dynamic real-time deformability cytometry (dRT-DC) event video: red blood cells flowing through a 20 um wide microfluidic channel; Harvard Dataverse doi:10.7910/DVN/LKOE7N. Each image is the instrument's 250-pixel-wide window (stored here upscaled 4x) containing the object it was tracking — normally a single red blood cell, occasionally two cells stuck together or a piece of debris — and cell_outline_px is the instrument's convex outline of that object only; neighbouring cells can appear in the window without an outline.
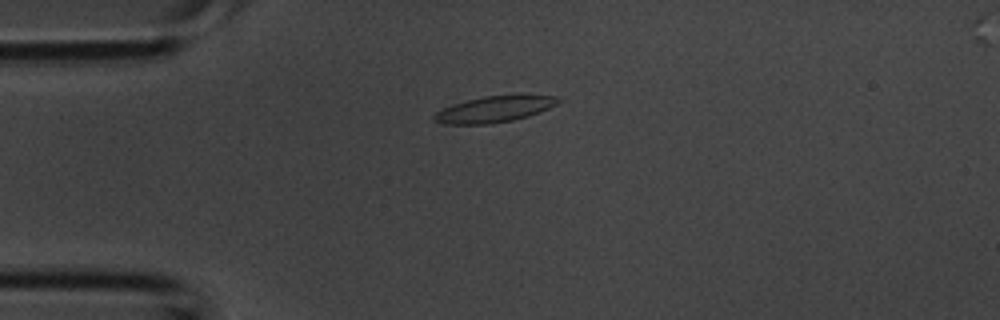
{"species": "common noctule bat (a hibernating species)", "species_latin": "Nyctalus noctula", "temperature_condition": "room temperature", "stored_images_in_passage": 4, "camera_frame_rate_fps": 3000, "um_per_image_px": 0.085, "animal": {"sex": "male", "body_mass_g": 20.1, "forearm_length_mm": 53.5}, "frame": {"image": 1, "passage_image": 3, "time_ms": 0.667, "image_size_px": [1000, 320], "cell_outline_px": [[560, 100], [556, 104], [548, 108], [528, 116], [512, 120], [492, 124], [448, 124], [432, 120], [432, 116], [436, 112], [444, 108], [468, 100], [484, 96], [556, 96]], "centroid_in_image_um": [41.97, 9.31], "position_along_channel_um": 43.0, "area_um2": 18.26}}